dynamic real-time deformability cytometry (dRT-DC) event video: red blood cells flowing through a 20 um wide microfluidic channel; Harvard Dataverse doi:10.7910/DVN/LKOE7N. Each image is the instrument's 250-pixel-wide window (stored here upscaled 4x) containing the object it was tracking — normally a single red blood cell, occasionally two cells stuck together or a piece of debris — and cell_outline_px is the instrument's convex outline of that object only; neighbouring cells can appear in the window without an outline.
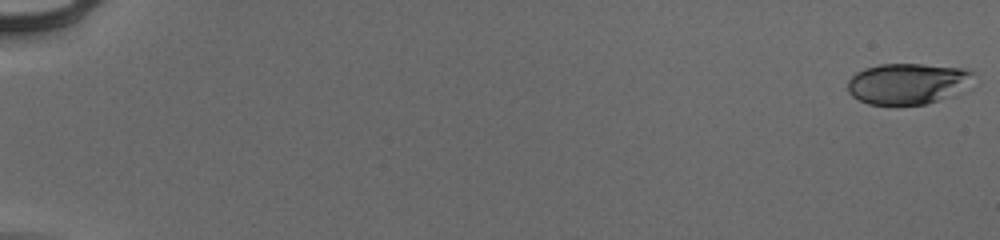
{"species": "human", "species_latin": "Homo sapiens", "temperature_condition": "cold", "stored_images_in_passage": 55, "camera_frame_rate_fps": 3000, "um_per_image_px": 0.085, "donor": {"sex": "male"}, "frame": {"image": 1, "passage_image": 1, "time_ms": 0.0, "image_size_px": [1000, 240], "cell_outline_px": [[976, 72], [948, 96], [924, 104], [896, 108], [868, 104], [852, 96], [848, 92], [848, 80], [856, 72], [864, 68], [880, 64], [924, 64], [968, 68]], "centroid_in_image_um": [77.01, 7.13], "position_along_channel_um": 8.0, "area_um2": 30.06}}
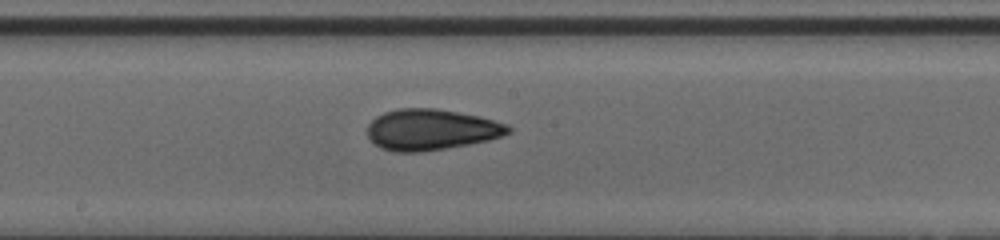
{"frame": {"image": 2, "passage_image": 32, "time_ms": 10.333, "image_size_px": [1000, 240], "cell_outline_px": [[512, 132], [504, 136], [488, 140], [468, 144], [420, 152], [396, 152], [380, 148], [368, 136], [368, 124], [376, 116], [384, 112], [396, 108], [436, 108], [480, 116], [508, 124], [512, 128]], "centroid_in_image_um": [36.67, 11.01], "position_along_channel_um": 211.5, "area_um2": 33.76}}
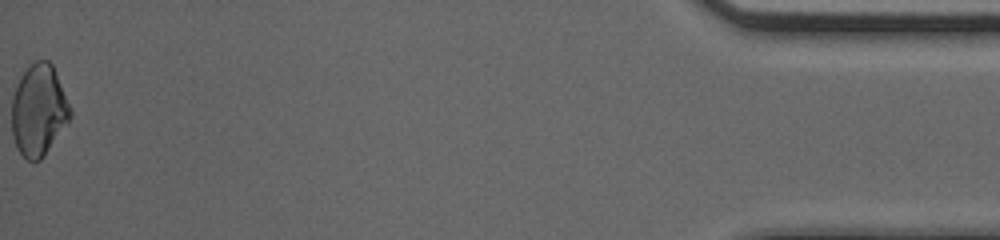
{"frame": {"image": 3, "passage_image": 55, "time_ms": 18.0, "image_size_px": [1000, 240], "cell_outline_px": [[72, 116], [68, 124], [44, 156], [40, 160], [28, 160], [16, 148], [12, 136], [12, 100], [20, 76], [36, 60], [48, 60], [52, 64], [72, 108]], "centroid_in_image_um": [3.31, 9.39], "position_along_channel_um": 431.9, "area_um2": 31.27}, "authors_computed_cell_mechanics": {"area_um2": 31.2698, "velocity_mm_per_s": 3.9764, "shape_relaxation_time_tau1_ms": 8.0385, "shape_relaxation_time_tau2_ms": 1.959, "deformation_change_tau1": 0.1934, "deformation_change_tau2": 0.061}}